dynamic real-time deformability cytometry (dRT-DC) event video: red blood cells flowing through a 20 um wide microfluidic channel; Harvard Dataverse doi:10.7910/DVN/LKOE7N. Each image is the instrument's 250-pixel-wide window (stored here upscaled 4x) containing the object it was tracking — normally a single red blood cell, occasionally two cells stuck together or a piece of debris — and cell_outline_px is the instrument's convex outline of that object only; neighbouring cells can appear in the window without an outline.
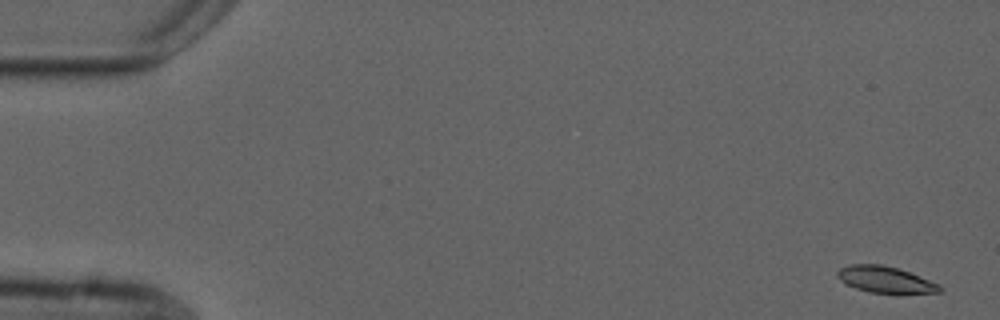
{"species": "common noctule bat (a hibernating species)", "species_latin": "Nyctalus noctula", "temperature_condition": "cold", "stored_images_in_passage": 5, "camera_frame_rate_fps": 3000, "um_per_image_px": 0.085, "animal": {"sex": "male", "forearm_length_mm": 52.5}, "frame": {"image": 1, "passage_image": 1, "time_ms": 0.0, "image_size_px": [1000, 320], "cell_outline_px": [[944, 292], [868, 292], [844, 284], [836, 276], [836, 272], [840, 268], [848, 264], [880, 264], [896, 268], [920, 276], [940, 284], [944, 288]], "centroid_in_image_um": [75.22, 23.75], "position_along_channel_um": 9.8, "area_um2": 15.61}}
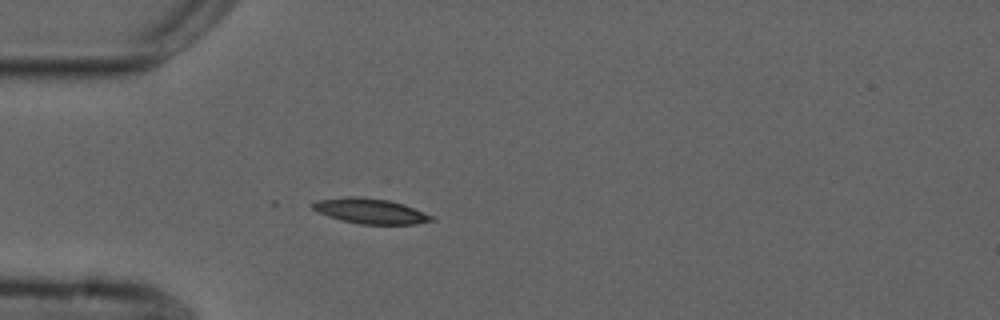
{"frame": {"image": 2, "passage_image": 5, "time_ms": 4.667, "image_size_px": [1000, 320], "cell_outline_px": [[436, 220], [416, 224], [360, 224], [340, 220], [328, 216], [312, 208], [312, 204], [316, 200], [348, 196], [360, 196], [388, 200], [404, 204], [424, 212], [432, 216]], "centroid_in_image_um": [31.49, 17.93], "position_along_channel_um": 53.5, "area_um2": 17.46}}